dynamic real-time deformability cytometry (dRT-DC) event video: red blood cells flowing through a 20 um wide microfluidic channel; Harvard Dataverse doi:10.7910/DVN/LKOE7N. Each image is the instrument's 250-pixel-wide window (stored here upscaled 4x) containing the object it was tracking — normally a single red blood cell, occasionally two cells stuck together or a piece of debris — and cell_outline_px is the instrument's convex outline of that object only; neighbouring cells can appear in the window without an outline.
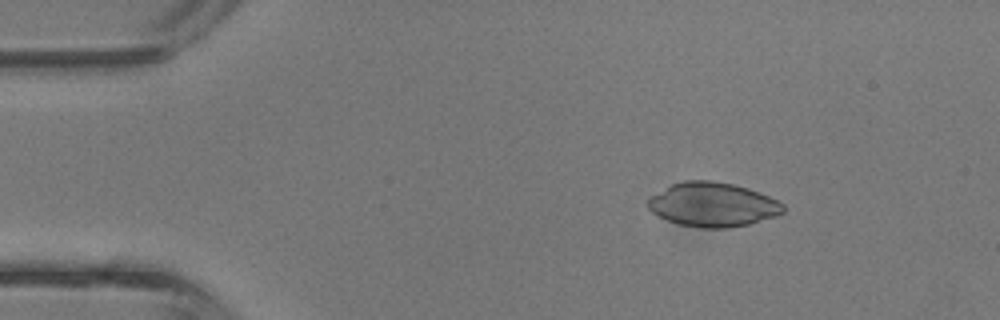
{"species": "common noctule bat (a hibernating species)", "species_latin": "Nyctalus noctula", "temperature_condition": "room temperature", "stored_images_in_passage": 42, "camera_frame_rate_fps": 3000, "um_per_image_px": 0.085, "animal": {"sex": "male", "body_mass_g": 13.3}, "frame": {"image": 1, "passage_image": 6, "time_ms": 1.667, "image_size_px": [1000, 320], "cell_outline_px": [[784, 212], [776, 216], [748, 224], [728, 228], [700, 228], [680, 224], [668, 220], [652, 212], [648, 208], [648, 196], [672, 184], [684, 180], [712, 180], [732, 184], [748, 188], [760, 192], [784, 204]], "centroid_in_image_um": [60.57, 17.38], "position_along_channel_um": 24.4, "area_um2": 34.85}}
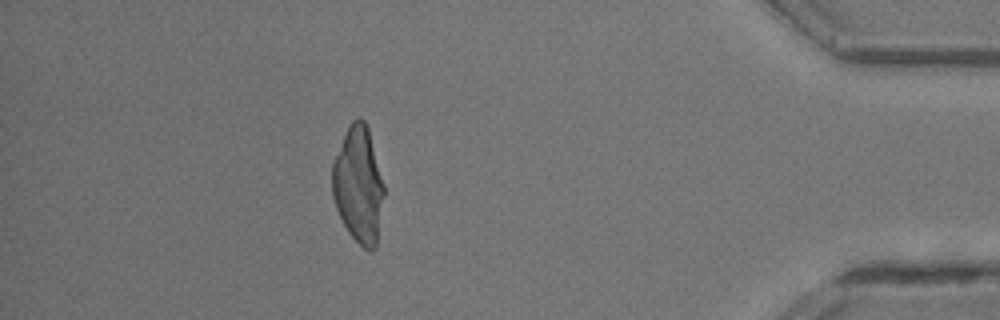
{"frame": {"image": 2, "passage_image": 37, "time_ms": 12.0, "image_size_px": [1000, 320], "cell_outline_px": [[384, 196], [376, 248], [372, 252], [368, 252], [348, 232], [336, 208], [332, 196], [332, 160], [348, 124], [352, 120], [360, 116], [364, 120], [368, 128], [384, 184]], "centroid_in_image_um": [30.46, 15.69], "position_along_channel_um": 404.7, "area_um2": 35.43}}